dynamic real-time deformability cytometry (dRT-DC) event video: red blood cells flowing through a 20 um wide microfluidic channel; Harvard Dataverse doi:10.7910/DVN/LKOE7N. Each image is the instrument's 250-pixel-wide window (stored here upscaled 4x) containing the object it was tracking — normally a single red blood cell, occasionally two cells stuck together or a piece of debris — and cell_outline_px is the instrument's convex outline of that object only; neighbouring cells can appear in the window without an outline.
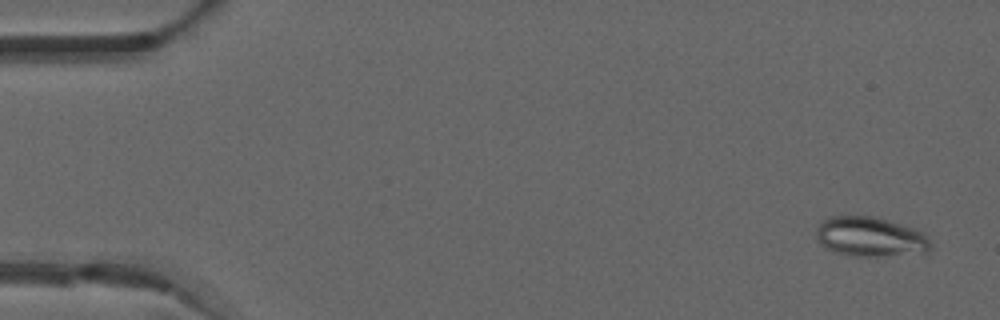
{"species": "common noctule bat (a hibernating species)", "species_latin": "Nyctalus noctula", "temperature_condition": "warm", "stored_images_in_passage": 17, "camera_frame_rate_fps": 3000, "um_per_image_px": 0.085, "animal": {"sex": "male", "forearm_length_mm": 52.5}, "frame": {"image": 1, "passage_image": 3, "time_ms": 0.667, "image_size_px": [1000, 320], "cell_outline_px": [[932, 248], [924, 252], [876, 256], [852, 256], [836, 252], [820, 244], [816, 240], [816, 228], [820, 220], [828, 216], [876, 216], [916, 228], [924, 232], [928, 236], [932, 244]], "centroid_in_image_um": [73.96, 20.1], "position_along_channel_um": 11.0, "area_um2": 26.82}}